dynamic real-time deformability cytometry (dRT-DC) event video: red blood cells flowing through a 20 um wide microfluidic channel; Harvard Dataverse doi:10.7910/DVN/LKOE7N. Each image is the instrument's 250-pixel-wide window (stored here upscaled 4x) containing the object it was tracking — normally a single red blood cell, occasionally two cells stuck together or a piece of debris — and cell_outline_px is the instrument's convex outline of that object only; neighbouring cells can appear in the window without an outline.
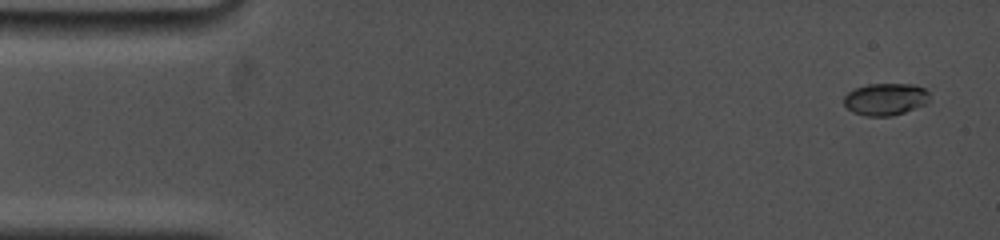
{"species": "common noctule bat (a hibernating species)", "species_latin": "Nyctalus noctula", "temperature_condition": "cold", "stored_images_in_passage": 9, "camera_frame_rate_fps": 5000, "um_per_image_px": 0.085, "animal": {"sex": "female", "body_mass_g": 19.0, "forearm_length_mm": 53.3}, "frame": {"image": 1, "passage_image": 1, "time_ms": 0.0, "image_size_px": [1000, 240], "cell_outline_px": [[928, 100], [924, 104], [904, 112], [892, 116], [864, 116], [852, 112], [844, 104], [844, 96], [848, 92], [856, 88], [868, 84], [912, 84], [924, 88], [928, 92]], "centroid_in_image_um": [75.23, 8.43], "position_along_channel_um": 9.8, "area_um2": 15.9}}
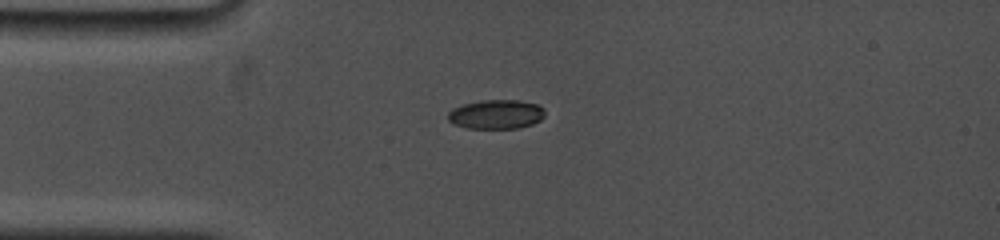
{"frame": {"image": 2, "passage_image": 6, "time_ms": 3.6, "image_size_px": [1000, 240], "cell_outline_px": [[544, 116], [540, 120], [532, 124], [516, 128], [468, 128], [456, 124], [448, 120], [448, 112], [452, 108], [464, 104], [480, 100], [520, 100], [536, 104], [544, 108]], "centroid_in_image_um": [42.18, 9.7], "position_along_channel_um": 42.8, "area_um2": 16.42}}
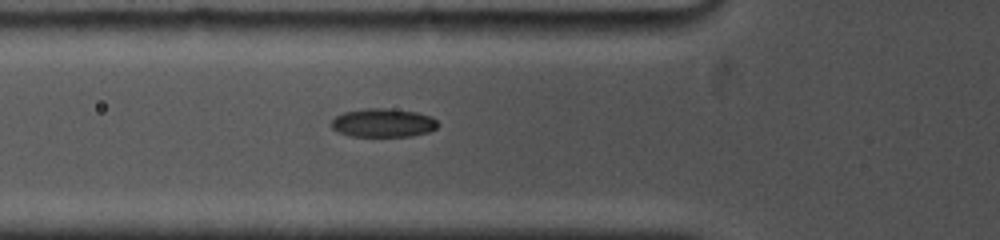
{"frame": {"image": 3, "passage_image": 9, "time_ms": 5.4, "image_size_px": [1000, 240], "cell_outline_px": [[440, 124], [436, 128], [428, 132], [412, 136], [352, 136], [340, 132], [332, 128], [332, 120], [336, 116], [344, 112], [364, 108], [384, 108], [416, 112], [432, 116]], "centroid_in_image_um": [32.6, 10.44], "position_along_channel_um": 93.2, "area_um2": 17.69}}